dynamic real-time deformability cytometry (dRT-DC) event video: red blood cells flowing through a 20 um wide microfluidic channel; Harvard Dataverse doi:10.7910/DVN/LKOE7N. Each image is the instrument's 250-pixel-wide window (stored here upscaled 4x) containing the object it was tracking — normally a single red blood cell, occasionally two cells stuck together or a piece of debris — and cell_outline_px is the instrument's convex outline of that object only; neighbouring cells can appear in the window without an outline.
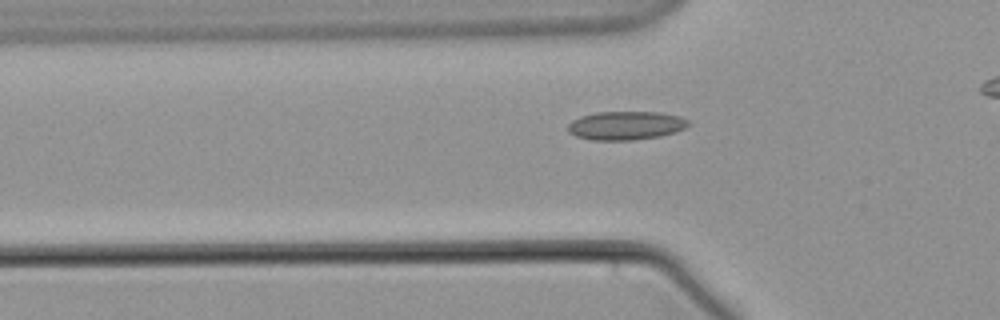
{"species": "common noctule bat (a hibernating species)", "species_latin": "Nyctalus noctula", "temperature_condition": "warm", "stored_images_in_passage": 48, "camera_frame_rate_fps": 3000, "um_per_image_px": 0.085, "animal": {"sex": "male", "body_mass_g": 21.5, "forearm_length_mm": 52.0}, "frame": {"image": 1, "passage_image": 19, "time_ms": 6.0, "image_size_px": [1000, 320], "cell_outline_px": [[692, 124], [676, 132], [660, 136], [632, 140], [592, 140], [576, 136], [568, 132], [568, 124], [572, 120], [580, 116], [596, 112], [660, 112], [680, 116], [688, 120]], "centroid_in_image_um": [53.2, 10.66], "position_along_channel_um": 72.6, "area_um2": 20.23}}
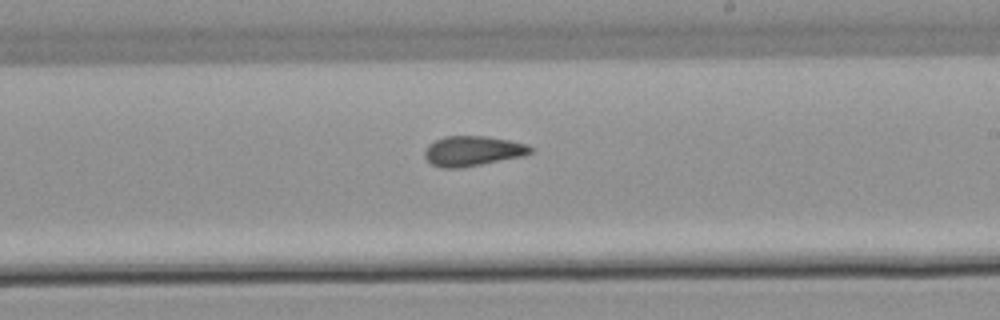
{"frame": {"image": 2, "passage_image": 34, "time_ms": 11.0, "image_size_px": [1000, 320], "cell_outline_px": [[532, 152], [524, 156], [460, 168], [440, 168], [432, 164], [424, 156], [424, 152], [428, 144], [444, 136], [484, 136], [508, 140], [528, 144], [532, 148]], "centroid_in_image_um": [40.17, 12.83], "position_along_channel_um": 248.8, "area_um2": 18.5}}
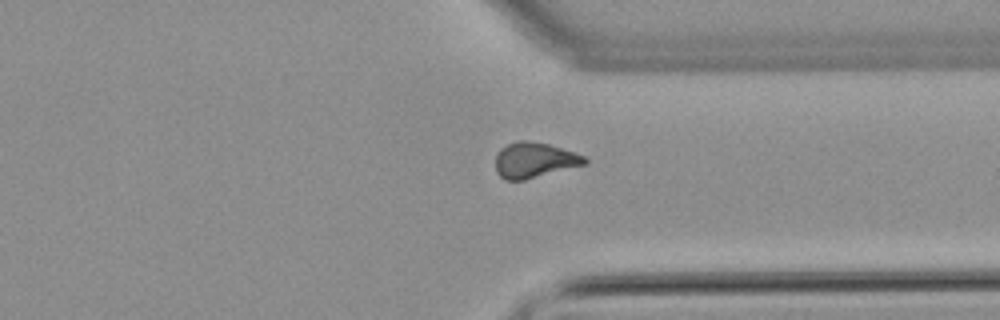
{"frame": {"image": 3, "passage_image": 44, "time_ms": 14.333, "image_size_px": [1000, 320], "cell_outline_px": [[588, 164], [524, 180], [504, 180], [496, 172], [496, 152], [500, 148], [516, 140], [528, 140], [548, 144], [584, 156], [588, 160]], "centroid_in_image_um": [45.4, 13.61], "position_along_channel_um": 366.0, "area_um2": 18.5}}